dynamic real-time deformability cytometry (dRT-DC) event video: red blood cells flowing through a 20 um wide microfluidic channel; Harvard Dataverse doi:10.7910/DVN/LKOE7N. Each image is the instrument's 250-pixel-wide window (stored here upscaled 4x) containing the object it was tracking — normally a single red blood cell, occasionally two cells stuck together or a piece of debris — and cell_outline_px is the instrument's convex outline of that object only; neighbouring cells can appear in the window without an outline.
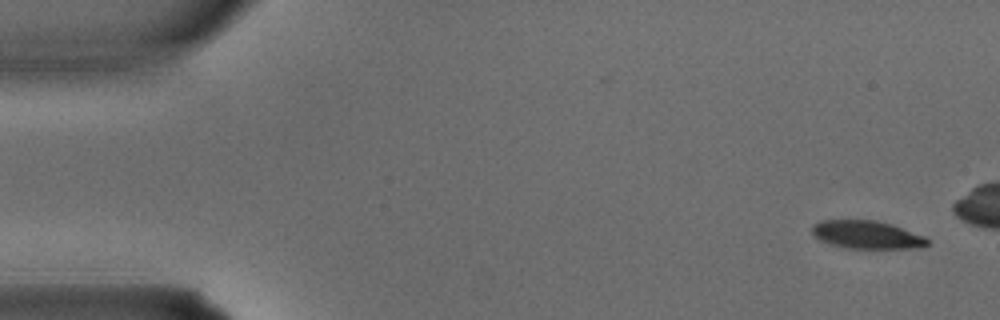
{"species": "common noctule bat (a hibernating species)", "species_latin": "Nyctalus noctula", "temperature_condition": "warm", "stored_images_in_passage": 3, "segment_of_instrument_passage": [2, 2], "camera_frame_rate_fps": 3000, "um_per_image_px": 0.085, "animal": {"sex": "male", "body_mass_g": 15.6}, "frame": {"image": 1, "passage_image": 3, "time_ms": 0.667, "image_size_px": [1000, 320], "cell_outline_px": [[928, 244], [924, 248], [844, 248], [820, 240], [812, 236], [812, 224], [820, 220], [876, 220], [892, 224], [924, 236], [928, 240]], "centroid_in_image_um": [73.66, 19.95], "position_along_channel_um": 11.3, "area_um2": 18.96}}